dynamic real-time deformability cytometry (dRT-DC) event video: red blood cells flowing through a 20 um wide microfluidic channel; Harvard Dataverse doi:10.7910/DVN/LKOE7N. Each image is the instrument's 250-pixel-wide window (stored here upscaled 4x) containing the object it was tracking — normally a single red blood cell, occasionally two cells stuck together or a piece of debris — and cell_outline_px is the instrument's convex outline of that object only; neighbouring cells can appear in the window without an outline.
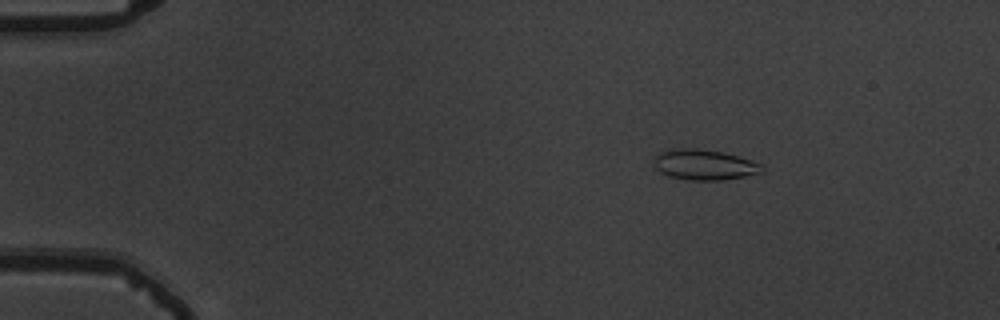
{"species": "common noctule bat (a hibernating species)", "species_latin": "Nyctalus noctula", "temperature_condition": "warm", "stored_images_in_passage": 48, "camera_frame_rate_fps": 3000, "um_per_image_px": 0.085, "animal": {"sex": "male", "body_mass_g": 19.5, "forearm_length_mm": 54.6}, "frame": {"image": 1, "passage_image": 1, "time_ms": 0.0, "image_size_px": [1000, 320], "cell_outline_px": [[764, 172], [744, 176], [720, 180], [688, 180], [668, 176], [660, 172], [656, 168], [656, 156], [660, 152], [676, 148], [700, 148], [724, 152], [752, 160], [764, 164]], "centroid_in_image_um": [59.92, 13.99], "position_along_channel_um": 25.1, "area_um2": 19.25}}
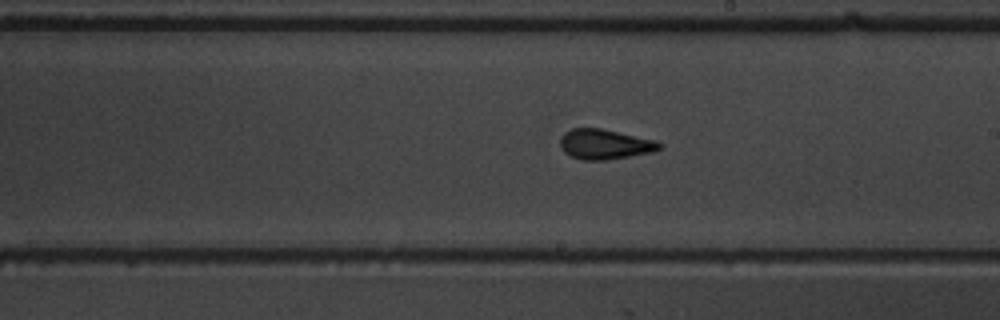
{"frame": {"image": 2, "passage_image": 25, "time_ms": 8.0, "image_size_px": [1000, 320], "cell_outline_px": [[664, 148], [652, 152], [604, 160], [580, 160], [564, 152], [560, 148], [560, 140], [564, 132], [572, 128], [600, 128], [656, 140], [664, 144]], "centroid_in_image_um": [51.42, 12.26], "position_along_channel_um": 237.6, "area_um2": 17.46}}
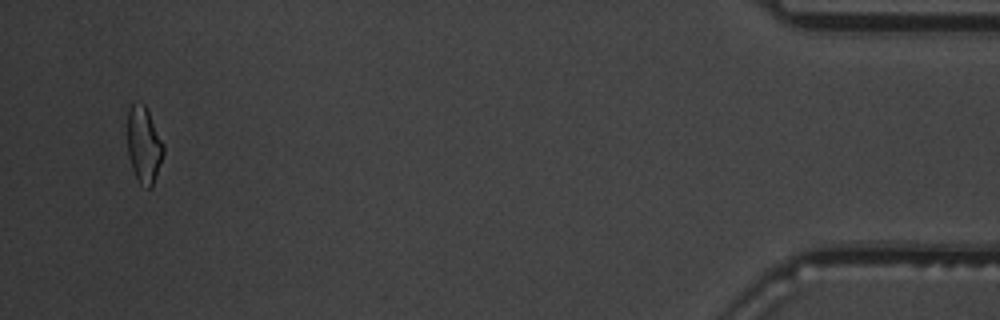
{"frame": {"image": 3, "passage_image": 46, "time_ms": 15.0, "image_size_px": [1000, 320], "cell_outline_px": [[164, 152], [152, 188], [148, 188], [140, 184], [136, 180], [132, 168], [128, 152], [128, 108], [132, 104], [144, 104], [164, 144]], "centroid_in_image_um": [12.23, 12.36], "position_along_channel_um": 423.0, "area_um2": 15.84}, "authors_computed_cell_mechanics": {"area_um2": 17.2533, "velocity_mm_per_s": 3.703, "shape_relaxation_time_tau1_ms": 6.0792, "shape_relaxation_time_tau2_ms": 1.1079, "deformation_change_tau1": 0.1788, "deformation_change_tau2": 0.0926}}